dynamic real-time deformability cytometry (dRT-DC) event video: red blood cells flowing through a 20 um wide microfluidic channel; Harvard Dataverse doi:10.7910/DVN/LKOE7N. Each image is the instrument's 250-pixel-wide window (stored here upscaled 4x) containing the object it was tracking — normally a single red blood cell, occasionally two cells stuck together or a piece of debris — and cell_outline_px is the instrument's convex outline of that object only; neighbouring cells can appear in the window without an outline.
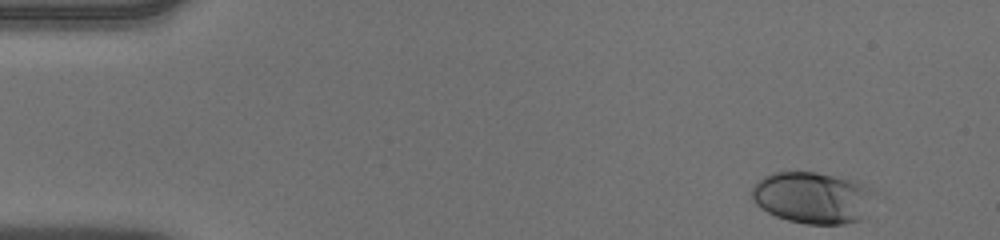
{"species": "human", "species_latin": "Homo sapiens", "temperature_condition": "warm", "stored_images_in_passage": 49, "camera_frame_rate_fps": 3000, "um_per_image_px": 0.085, "donor": {"sex": "male"}, "frame": {"image": 1, "passage_image": 1, "time_ms": 0.0, "image_size_px": [1000, 240], "cell_outline_px": [[888, 200], [860, 220], [844, 224], [804, 224], [788, 220], [776, 216], [760, 208], [752, 200], [752, 188], [764, 176], [772, 172], [816, 172], [856, 180], [872, 188], [884, 196]], "centroid_in_image_um": [69.32, 16.81], "position_along_channel_um": 15.7, "area_um2": 38.73}}
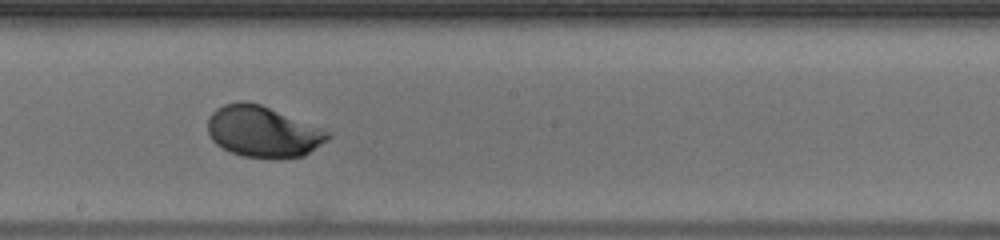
{"frame": {"image": 2, "passage_image": 26, "time_ms": 8.333, "image_size_px": [1000, 240], "cell_outline_px": [[332, 136], [328, 140], [304, 156], [280, 160], [244, 156], [232, 152], [216, 144], [212, 140], [208, 132], [208, 116], [216, 108], [224, 104], [240, 100], [244, 100], [260, 104], [324, 128], [332, 132]], "centroid_in_image_um": [22.39, 11.19], "position_along_channel_um": 225.8, "area_um2": 36.41}}
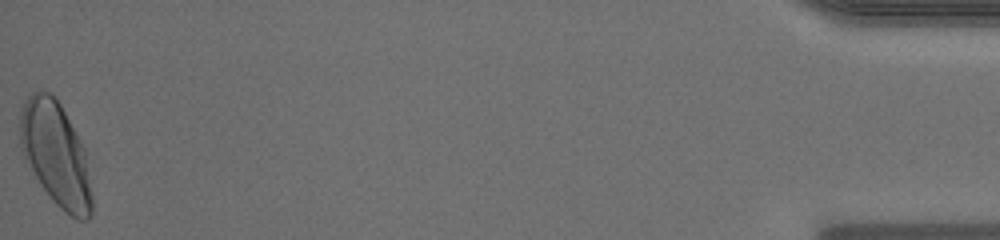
{"frame": {"image": 3, "passage_image": 49, "time_ms": 16.0, "image_size_px": [1000, 240], "cell_outline_px": [[92, 212], [88, 220], [80, 220], [64, 212], [48, 196], [40, 184], [20, 152], [16, 144], [20, 108], [28, 96], [36, 88], [40, 88], [56, 96], [84, 148], [92, 192]], "centroid_in_image_um": [4.67, 13.06], "position_along_channel_um": 430.5, "area_um2": 44.51}, "authors_computed_cell_mechanics": {"area_um2": 35.4892, "velocity_mm_per_s": 3.9304, "shape_relaxation_time_tau1_ms": 2.4881, "shape_relaxation_time_tau2_ms": null, "deformation_change_tau1": 0.148, "deformation_change_tau2": null}}